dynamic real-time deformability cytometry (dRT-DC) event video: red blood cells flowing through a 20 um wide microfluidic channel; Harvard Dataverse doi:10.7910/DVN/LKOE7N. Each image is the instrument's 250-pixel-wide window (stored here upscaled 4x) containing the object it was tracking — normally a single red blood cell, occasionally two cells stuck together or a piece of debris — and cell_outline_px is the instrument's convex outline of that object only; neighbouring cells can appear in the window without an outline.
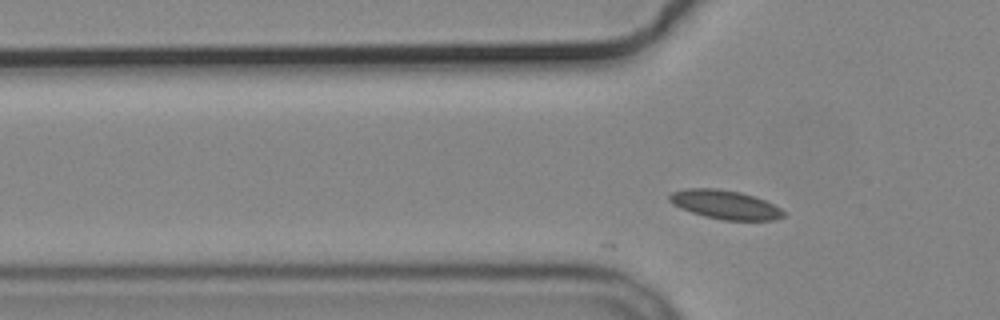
{"species": "common noctule bat (a hibernating species)", "species_latin": "Nyctalus noctula", "temperature_condition": "cold", "stored_images_in_passage": 3, "camera_frame_rate_fps": 3000, "um_per_image_px": 0.085, "animal": {"sex": "male", "body_mass_g": 19.2, "forearm_length_mm": 51.8}, "frame": {"image": 1, "passage_image": 3, "time_ms": 0.667, "image_size_px": [1000, 320], "cell_outline_px": [[784, 216], [772, 220], [724, 220], [704, 216], [680, 208], [672, 204], [668, 200], [668, 196], [672, 192], [688, 188], [716, 188], [740, 192], [756, 196], [780, 208], [784, 212]], "centroid_in_image_um": [61.6, 17.38], "position_along_channel_um": 64.2, "area_um2": 19.13}}